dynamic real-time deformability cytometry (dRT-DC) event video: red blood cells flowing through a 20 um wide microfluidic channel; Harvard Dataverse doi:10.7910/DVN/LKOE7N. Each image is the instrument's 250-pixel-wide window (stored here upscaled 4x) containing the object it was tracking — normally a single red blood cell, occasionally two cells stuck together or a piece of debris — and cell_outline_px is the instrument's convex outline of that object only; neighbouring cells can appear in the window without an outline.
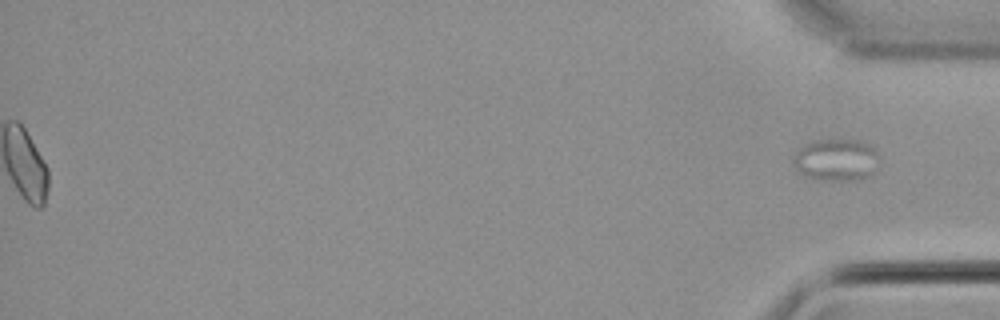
{"species": "common noctule bat (a hibernating species)", "species_latin": "Nyctalus noctula", "temperature_condition": "cold", "stored_images_in_passage": 42, "segment_of_instrument_passage": [2, 2], "camera_frame_rate_fps": 3000, "um_per_image_px": 0.085, "animal": {"sex": "male", "body_mass_g": 21.5, "forearm_length_mm": 52.0}, "frame": {"image": 1, "passage_image": 42, "time_ms": 13.667, "image_size_px": [1000, 320], "cell_outline_px": [[880, 164], [868, 176], [856, 180], [820, 180], [808, 176], [800, 172], [796, 168], [792, 160], [800, 148], [812, 140], [856, 140], [868, 144], [876, 152], [880, 160]], "centroid_in_image_um": [71.1, 13.59], "position_along_channel_um": 364.1, "area_um2": 20.87}}